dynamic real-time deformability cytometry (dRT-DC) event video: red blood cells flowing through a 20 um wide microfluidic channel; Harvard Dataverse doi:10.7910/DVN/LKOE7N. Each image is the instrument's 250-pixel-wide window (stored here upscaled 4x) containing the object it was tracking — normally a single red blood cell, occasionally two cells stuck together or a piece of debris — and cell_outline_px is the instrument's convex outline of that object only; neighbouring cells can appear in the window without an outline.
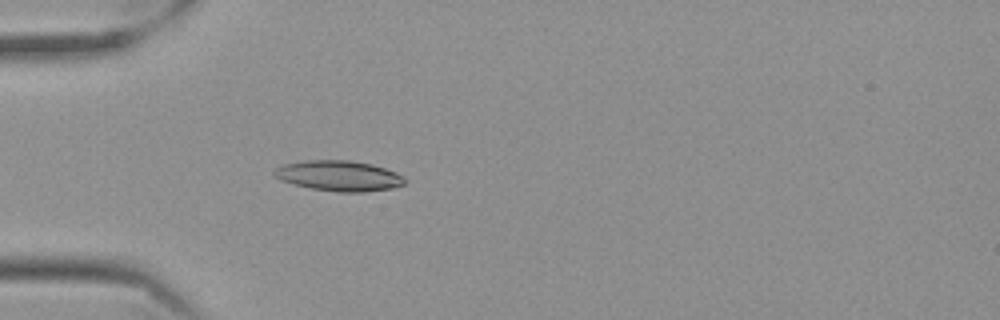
{"species": "Egyptian fruit bat (a non-hibernating species)", "species_latin": "Rousettus aegyptiacus", "temperature_condition": "cold", "stored_images_in_passage": 57, "camera_frame_rate_fps": 3000, "um_per_image_px": 0.085, "frame": {"image": 1, "passage_image": 17, "time_ms": 5.333, "image_size_px": [1000, 320], "cell_outline_px": [[408, 180], [404, 184], [392, 188], [364, 192], [336, 192], [312, 188], [280, 180], [272, 172], [276, 168], [284, 164], [304, 160], [348, 160], [372, 164], [396, 172], [404, 176]], "centroid_in_image_um": [28.84, 14.94], "position_along_channel_um": 56.2, "area_um2": 23.12}}
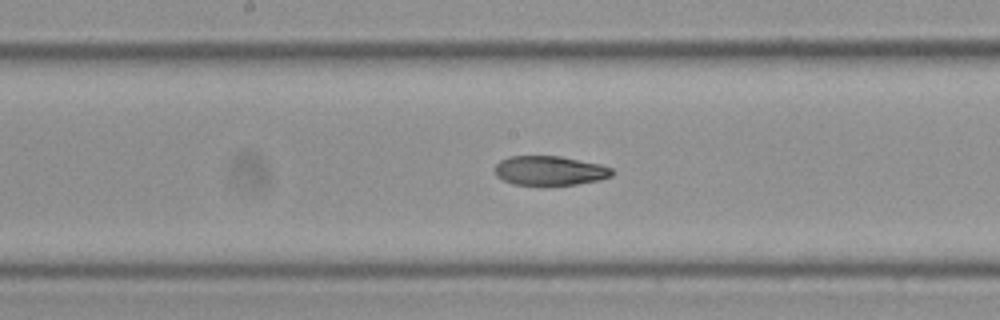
{"frame": {"image": 2, "passage_image": 30, "time_ms": 9.667, "image_size_px": [1000, 320], "cell_outline_px": [[612, 176], [600, 180], [576, 184], [512, 184], [496, 176], [492, 168], [500, 160], [508, 156], [560, 156], [600, 164], [612, 168]], "centroid_in_image_um": [46.69, 14.49], "position_along_channel_um": 201.5, "area_um2": 20.0}}
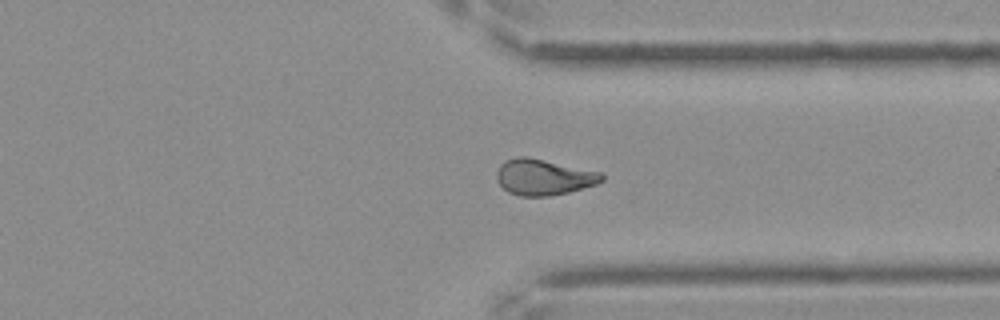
{"frame": {"image": 3, "passage_image": 44, "time_ms": 14.333, "image_size_px": [1000, 320], "cell_outline_px": [[604, 180], [596, 184], [568, 192], [548, 196], [520, 196], [508, 192], [500, 184], [496, 176], [496, 172], [500, 164], [504, 160], [516, 156], [524, 156], [544, 160], [600, 172], [604, 176]], "centroid_in_image_um": [46.17, 15.05], "position_along_channel_um": 365.2, "area_um2": 21.85}, "authors_computed_cell_mechanics": {"area_um2": 21.5016, "velocity_mm_per_s": 3.5099, "shape_relaxation_time_tau1_ms": null, "shape_relaxation_time_tau2_ms": 4.0923, "deformation_change_tau1": null, "deformation_change_tau2": 0.0905}}